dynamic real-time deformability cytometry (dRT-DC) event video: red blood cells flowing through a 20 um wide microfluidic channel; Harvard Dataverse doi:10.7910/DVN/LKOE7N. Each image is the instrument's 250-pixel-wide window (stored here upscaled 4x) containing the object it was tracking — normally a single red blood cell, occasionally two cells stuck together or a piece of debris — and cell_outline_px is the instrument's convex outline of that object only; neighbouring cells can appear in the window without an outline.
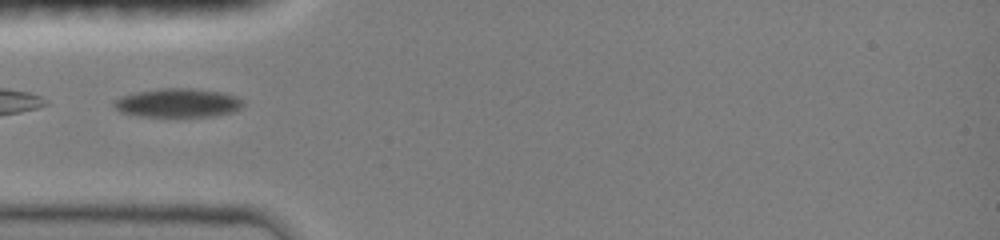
{"species": "common noctule bat (a hibernating species)", "species_latin": "Nyctalus noctula", "temperature_condition": "room temperature", "stored_images_in_passage": 30, "camera_frame_rate_fps": 3000, "um_per_image_px": 0.085, "animal": {"sex": "female", "body_mass_g": 19.0, "forearm_length_mm": 51.5}, "frame": {"image": 1, "passage_image": 2, "time_ms": 0.333, "image_size_px": [1000, 240], "cell_outline_px": [[244, 104], [236, 112], [216, 116], [140, 116], [120, 112], [112, 104], [112, 100], [120, 96], [136, 92], [164, 88], [188, 88], [220, 92], [236, 96], [244, 100]], "centroid_in_image_um": [15.13, 8.75], "position_along_channel_um": 69.9, "area_um2": 21.79}}
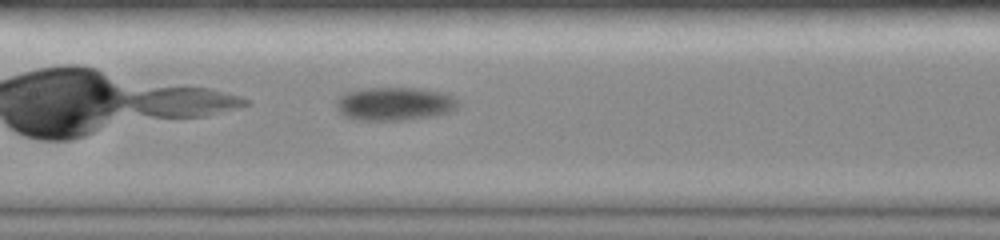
{"frame": {"image": 2, "passage_image": 10, "time_ms": 3.0, "image_size_px": [1000, 240], "cell_outline_px": [[460, 104], [456, 108], [448, 112], [432, 116], [404, 120], [352, 120], [344, 116], [336, 108], [336, 100], [344, 92], [364, 88], [416, 88], [444, 92], [452, 96]], "centroid_in_image_um": [33.49, 8.82], "position_along_channel_um": 173.9, "area_um2": 23.81}}
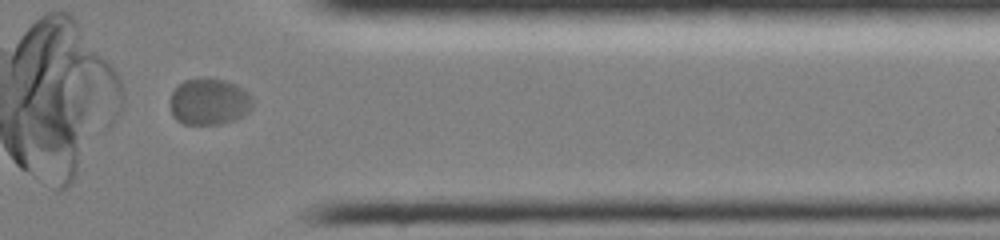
{"frame": {"image": 3, "passage_image": 27, "time_ms": 8.667, "image_size_px": [1000, 240], "cell_outline_px": [[252, 108], [248, 112], [236, 120], [220, 124], [184, 124], [176, 120], [172, 116], [172, 92], [184, 80], [224, 80], [236, 84], [248, 92], [252, 96]], "centroid_in_image_um": [17.82, 8.68], "position_along_channel_um": 393.6, "area_um2": 22.02}, "authors_computed_cell_mechanics": {"area_um2": 22.5709, "velocity_mm_per_s": 3.9035, "shape_relaxation_time_tau1_ms": 2.9069, "shape_relaxation_time_tau2_ms": null, "deformation_change_tau1": 0.0996, "deformation_change_tau2": null}}